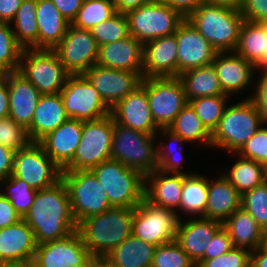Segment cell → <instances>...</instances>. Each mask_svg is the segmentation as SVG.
Segmentation results:
<instances>
[{"label":"cell","instance_id":"7c38bea8","mask_svg":"<svg viewBox=\"0 0 267 267\" xmlns=\"http://www.w3.org/2000/svg\"><path fill=\"white\" fill-rule=\"evenodd\" d=\"M180 219L173 209L162 208L145 198L134 208L132 235L154 246L175 241Z\"/></svg>","mask_w":267,"mask_h":267},{"label":"cell","instance_id":"7bdbcfd3","mask_svg":"<svg viewBox=\"0 0 267 267\" xmlns=\"http://www.w3.org/2000/svg\"><path fill=\"white\" fill-rule=\"evenodd\" d=\"M23 47L16 41L10 23L0 22V73L18 71Z\"/></svg>","mask_w":267,"mask_h":267},{"label":"cell","instance_id":"603a6c76","mask_svg":"<svg viewBox=\"0 0 267 267\" xmlns=\"http://www.w3.org/2000/svg\"><path fill=\"white\" fill-rule=\"evenodd\" d=\"M98 50L97 65L137 72L143 77L144 44L133 36L103 44Z\"/></svg>","mask_w":267,"mask_h":267},{"label":"cell","instance_id":"ab89813d","mask_svg":"<svg viewBox=\"0 0 267 267\" xmlns=\"http://www.w3.org/2000/svg\"><path fill=\"white\" fill-rule=\"evenodd\" d=\"M116 13L113 0H84L71 25L90 30Z\"/></svg>","mask_w":267,"mask_h":267},{"label":"cell","instance_id":"03108f58","mask_svg":"<svg viewBox=\"0 0 267 267\" xmlns=\"http://www.w3.org/2000/svg\"><path fill=\"white\" fill-rule=\"evenodd\" d=\"M263 250L267 251V230H264L262 236V242L260 246Z\"/></svg>","mask_w":267,"mask_h":267},{"label":"cell","instance_id":"8992f818","mask_svg":"<svg viewBox=\"0 0 267 267\" xmlns=\"http://www.w3.org/2000/svg\"><path fill=\"white\" fill-rule=\"evenodd\" d=\"M111 159L146 176L158 168L156 137L114 121Z\"/></svg>","mask_w":267,"mask_h":267},{"label":"cell","instance_id":"a7ac6f4b","mask_svg":"<svg viewBox=\"0 0 267 267\" xmlns=\"http://www.w3.org/2000/svg\"><path fill=\"white\" fill-rule=\"evenodd\" d=\"M96 267H113L111 266L107 261H105L104 259H99L97 261Z\"/></svg>","mask_w":267,"mask_h":267},{"label":"cell","instance_id":"f546056e","mask_svg":"<svg viewBox=\"0 0 267 267\" xmlns=\"http://www.w3.org/2000/svg\"><path fill=\"white\" fill-rule=\"evenodd\" d=\"M156 150H157V164L159 170L165 173L190 175L196 171L190 169L184 171L186 153H184L185 146L190 143L183 137L173 132L168 127H162L155 134ZM185 144V146H184Z\"/></svg>","mask_w":267,"mask_h":267},{"label":"cell","instance_id":"db71d44e","mask_svg":"<svg viewBox=\"0 0 267 267\" xmlns=\"http://www.w3.org/2000/svg\"><path fill=\"white\" fill-rule=\"evenodd\" d=\"M21 219L11 202L0 192V229L14 225Z\"/></svg>","mask_w":267,"mask_h":267},{"label":"cell","instance_id":"d590c367","mask_svg":"<svg viewBox=\"0 0 267 267\" xmlns=\"http://www.w3.org/2000/svg\"><path fill=\"white\" fill-rule=\"evenodd\" d=\"M234 156H233V155ZM233 157V164L222 169L223 176L234 186L237 192L242 195L244 192L263 184V170L259 162L244 158L237 153L227 154Z\"/></svg>","mask_w":267,"mask_h":267},{"label":"cell","instance_id":"ee69618b","mask_svg":"<svg viewBox=\"0 0 267 267\" xmlns=\"http://www.w3.org/2000/svg\"><path fill=\"white\" fill-rule=\"evenodd\" d=\"M90 31L98 47L122 40L129 36L126 15L116 12L111 18L92 27Z\"/></svg>","mask_w":267,"mask_h":267},{"label":"cell","instance_id":"60d3db41","mask_svg":"<svg viewBox=\"0 0 267 267\" xmlns=\"http://www.w3.org/2000/svg\"><path fill=\"white\" fill-rule=\"evenodd\" d=\"M231 97L228 95H215L200 97L189 100L188 103L195 110L204 126L212 133L218 126L225 107L229 104Z\"/></svg>","mask_w":267,"mask_h":267},{"label":"cell","instance_id":"74e56055","mask_svg":"<svg viewBox=\"0 0 267 267\" xmlns=\"http://www.w3.org/2000/svg\"><path fill=\"white\" fill-rule=\"evenodd\" d=\"M183 137L193 148L211 149V132L204 126L192 106L187 103L168 127Z\"/></svg>","mask_w":267,"mask_h":267},{"label":"cell","instance_id":"3957f363","mask_svg":"<svg viewBox=\"0 0 267 267\" xmlns=\"http://www.w3.org/2000/svg\"><path fill=\"white\" fill-rule=\"evenodd\" d=\"M239 100L230 101L225 107L218 126L211 133V150L237 153L264 124L251 98Z\"/></svg>","mask_w":267,"mask_h":267},{"label":"cell","instance_id":"8c879c8a","mask_svg":"<svg viewBox=\"0 0 267 267\" xmlns=\"http://www.w3.org/2000/svg\"><path fill=\"white\" fill-rule=\"evenodd\" d=\"M7 265V263L5 262V260L3 259V257L0 254V267H5Z\"/></svg>","mask_w":267,"mask_h":267},{"label":"cell","instance_id":"d6a6232c","mask_svg":"<svg viewBox=\"0 0 267 267\" xmlns=\"http://www.w3.org/2000/svg\"><path fill=\"white\" fill-rule=\"evenodd\" d=\"M234 247L254 251L261 246L263 229L255 219L241 207L235 210L224 222Z\"/></svg>","mask_w":267,"mask_h":267},{"label":"cell","instance_id":"83f0119b","mask_svg":"<svg viewBox=\"0 0 267 267\" xmlns=\"http://www.w3.org/2000/svg\"><path fill=\"white\" fill-rule=\"evenodd\" d=\"M68 119L60 93L41 95L27 128L31 142H39Z\"/></svg>","mask_w":267,"mask_h":267},{"label":"cell","instance_id":"ac0fdd59","mask_svg":"<svg viewBox=\"0 0 267 267\" xmlns=\"http://www.w3.org/2000/svg\"><path fill=\"white\" fill-rule=\"evenodd\" d=\"M83 75L111 109L139 87L143 80L137 72L104 68L97 64L90 67Z\"/></svg>","mask_w":267,"mask_h":267},{"label":"cell","instance_id":"52a82bcc","mask_svg":"<svg viewBox=\"0 0 267 267\" xmlns=\"http://www.w3.org/2000/svg\"><path fill=\"white\" fill-rule=\"evenodd\" d=\"M61 179L66 185L72 214L77 224L113 207L91 170H62Z\"/></svg>","mask_w":267,"mask_h":267},{"label":"cell","instance_id":"f1b7e54d","mask_svg":"<svg viewBox=\"0 0 267 267\" xmlns=\"http://www.w3.org/2000/svg\"><path fill=\"white\" fill-rule=\"evenodd\" d=\"M241 195L234 186L218 172L212 179L208 175V198L205 218L223 223L235 210L240 208Z\"/></svg>","mask_w":267,"mask_h":267},{"label":"cell","instance_id":"7dc6e473","mask_svg":"<svg viewBox=\"0 0 267 267\" xmlns=\"http://www.w3.org/2000/svg\"><path fill=\"white\" fill-rule=\"evenodd\" d=\"M31 143L27 129L11 117L0 119V144L17 151Z\"/></svg>","mask_w":267,"mask_h":267},{"label":"cell","instance_id":"f6af8a7d","mask_svg":"<svg viewBox=\"0 0 267 267\" xmlns=\"http://www.w3.org/2000/svg\"><path fill=\"white\" fill-rule=\"evenodd\" d=\"M240 199V207L255 219L263 231L267 230V186L261 184L244 192Z\"/></svg>","mask_w":267,"mask_h":267},{"label":"cell","instance_id":"003e7915","mask_svg":"<svg viewBox=\"0 0 267 267\" xmlns=\"http://www.w3.org/2000/svg\"><path fill=\"white\" fill-rule=\"evenodd\" d=\"M260 69L267 70V39H266V44H265V52L263 55V66Z\"/></svg>","mask_w":267,"mask_h":267},{"label":"cell","instance_id":"1f68e13d","mask_svg":"<svg viewBox=\"0 0 267 267\" xmlns=\"http://www.w3.org/2000/svg\"><path fill=\"white\" fill-rule=\"evenodd\" d=\"M156 246L130 235L105 257L113 267H151Z\"/></svg>","mask_w":267,"mask_h":267},{"label":"cell","instance_id":"5bb4252c","mask_svg":"<svg viewBox=\"0 0 267 267\" xmlns=\"http://www.w3.org/2000/svg\"><path fill=\"white\" fill-rule=\"evenodd\" d=\"M60 95L69 118L93 121L111 114V108L83 74L69 75Z\"/></svg>","mask_w":267,"mask_h":267},{"label":"cell","instance_id":"5b68a950","mask_svg":"<svg viewBox=\"0 0 267 267\" xmlns=\"http://www.w3.org/2000/svg\"><path fill=\"white\" fill-rule=\"evenodd\" d=\"M91 171L113 207L135 208L144 199L145 176L139 171L113 159L100 163Z\"/></svg>","mask_w":267,"mask_h":267},{"label":"cell","instance_id":"8fae6325","mask_svg":"<svg viewBox=\"0 0 267 267\" xmlns=\"http://www.w3.org/2000/svg\"><path fill=\"white\" fill-rule=\"evenodd\" d=\"M149 108L155 124L169 127L176 115L188 103L184 87L178 77L143 78Z\"/></svg>","mask_w":267,"mask_h":267},{"label":"cell","instance_id":"277c9868","mask_svg":"<svg viewBox=\"0 0 267 267\" xmlns=\"http://www.w3.org/2000/svg\"><path fill=\"white\" fill-rule=\"evenodd\" d=\"M186 20L217 52H234L244 22L240 10L207 2L202 3Z\"/></svg>","mask_w":267,"mask_h":267},{"label":"cell","instance_id":"7a4b0ae2","mask_svg":"<svg viewBox=\"0 0 267 267\" xmlns=\"http://www.w3.org/2000/svg\"><path fill=\"white\" fill-rule=\"evenodd\" d=\"M134 208L111 207L81 220L77 231L91 255L100 259L132 234Z\"/></svg>","mask_w":267,"mask_h":267},{"label":"cell","instance_id":"6da1fadb","mask_svg":"<svg viewBox=\"0 0 267 267\" xmlns=\"http://www.w3.org/2000/svg\"><path fill=\"white\" fill-rule=\"evenodd\" d=\"M23 220L30 226L37 245L63 239L77 230L65 183L37 190L30 210Z\"/></svg>","mask_w":267,"mask_h":267},{"label":"cell","instance_id":"91938a15","mask_svg":"<svg viewBox=\"0 0 267 267\" xmlns=\"http://www.w3.org/2000/svg\"><path fill=\"white\" fill-rule=\"evenodd\" d=\"M9 117L7 74L0 73V119Z\"/></svg>","mask_w":267,"mask_h":267},{"label":"cell","instance_id":"6125c7cd","mask_svg":"<svg viewBox=\"0 0 267 267\" xmlns=\"http://www.w3.org/2000/svg\"><path fill=\"white\" fill-rule=\"evenodd\" d=\"M250 267H267V251L261 247L251 251Z\"/></svg>","mask_w":267,"mask_h":267},{"label":"cell","instance_id":"89a4df30","mask_svg":"<svg viewBox=\"0 0 267 267\" xmlns=\"http://www.w3.org/2000/svg\"><path fill=\"white\" fill-rule=\"evenodd\" d=\"M263 184L267 186V165L264 166L263 170Z\"/></svg>","mask_w":267,"mask_h":267},{"label":"cell","instance_id":"b9f144b4","mask_svg":"<svg viewBox=\"0 0 267 267\" xmlns=\"http://www.w3.org/2000/svg\"><path fill=\"white\" fill-rule=\"evenodd\" d=\"M0 192L23 218L30 210L37 190L32 189L24 180L11 174L5 180L0 181Z\"/></svg>","mask_w":267,"mask_h":267},{"label":"cell","instance_id":"836d02e7","mask_svg":"<svg viewBox=\"0 0 267 267\" xmlns=\"http://www.w3.org/2000/svg\"><path fill=\"white\" fill-rule=\"evenodd\" d=\"M208 176L204 173L184 175L178 218L205 217Z\"/></svg>","mask_w":267,"mask_h":267},{"label":"cell","instance_id":"11a10c76","mask_svg":"<svg viewBox=\"0 0 267 267\" xmlns=\"http://www.w3.org/2000/svg\"><path fill=\"white\" fill-rule=\"evenodd\" d=\"M59 12L71 24L76 18L84 0H51Z\"/></svg>","mask_w":267,"mask_h":267},{"label":"cell","instance_id":"44dd1931","mask_svg":"<svg viewBox=\"0 0 267 267\" xmlns=\"http://www.w3.org/2000/svg\"><path fill=\"white\" fill-rule=\"evenodd\" d=\"M222 227L223 223L205 217L184 218L179 221L175 241L196 264Z\"/></svg>","mask_w":267,"mask_h":267},{"label":"cell","instance_id":"e7e4bbea","mask_svg":"<svg viewBox=\"0 0 267 267\" xmlns=\"http://www.w3.org/2000/svg\"><path fill=\"white\" fill-rule=\"evenodd\" d=\"M5 267H34L32 262L20 263V264H7Z\"/></svg>","mask_w":267,"mask_h":267},{"label":"cell","instance_id":"d6986e66","mask_svg":"<svg viewBox=\"0 0 267 267\" xmlns=\"http://www.w3.org/2000/svg\"><path fill=\"white\" fill-rule=\"evenodd\" d=\"M178 45V76L193 68L212 64L217 50L186 19L175 31Z\"/></svg>","mask_w":267,"mask_h":267},{"label":"cell","instance_id":"f35d334b","mask_svg":"<svg viewBox=\"0 0 267 267\" xmlns=\"http://www.w3.org/2000/svg\"><path fill=\"white\" fill-rule=\"evenodd\" d=\"M37 0H22L10 23L16 41L23 48L38 49Z\"/></svg>","mask_w":267,"mask_h":267},{"label":"cell","instance_id":"8d00e7d4","mask_svg":"<svg viewBox=\"0 0 267 267\" xmlns=\"http://www.w3.org/2000/svg\"><path fill=\"white\" fill-rule=\"evenodd\" d=\"M178 78L183 84L187 101L194 98L226 95L222 92L213 64L189 69Z\"/></svg>","mask_w":267,"mask_h":267},{"label":"cell","instance_id":"ffe728a7","mask_svg":"<svg viewBox=\"0 0 267 267\" xmlns=\"http://www.w3.org/2000/svg\"><path fill=\"white\" fill-rule=\"evenodd\" d=\"M111 115L116 123L133 130L155 135L160 129L153 120L142 85L119 101L111 109Z\"/></svg>","mask_w":267,"mask_h":267},{"label":"cell","instance_id":"94428289","mask_svg":"<svg viewBox=\"0 0 267 267\" xmlns=\"http://www.w3.org/2000/svg\"><path fill=\"white\" fill-rule=\"evenodd\" d=\"M152 0H113L117 13L126 14Z\"/></svg>","mask_w":267,"mask_h":267},{"label":"cell","instance_id":"4fadbf2b","mask_svg":"<svg viewBox=\"0 0 267 267\" xmlns=\"http://www.w3.org/2000/svg\"><path fill=\"white\" fill-rule=\"evenodd\" d=\"M62 169L45 153L38 142L15 152L12 175L24 180L32 189L41 190L61 180Z\"/></svg>","mask_w":267,"mask_h":267},{"label":"cell","instance_id":"9c48e42d","mask_svg":"<svg viewBox=\"0 0 267 267\" xmlns=\"http://www.w3.org/2000/svg\"><path fill=\"white\" fill-rule=\"evenodd\" d=\"M114 119L111 114L104 118L83 121L80 143L73 159L62 170H91L111 159Z\"/></svg>","mask_w":267,"mask_h":267},{"label":"cell","instance_id":"c3c4849f","mask_svg":"<svg viewBox=\"0 0 267 267\" xmlns=\"http://www.w3.org/2000/svg\"><path fill=\"white\" fill-rule=\"evenodd\" d=\"M240 156L267 165V123H264L257 132L237 152Z\"/></svg>","mask_w":267,"mask_h":267},{"label":"cell","instance_id":"484cf974","mask_svg":"<svg viewBox=\"0 0 267 267\" xmlns=\"http://www.w3.org/2000/svg\"><path fill=\"white\" fill-rule=\"evenodd\" d=\"M9 117L26 129L30 126L40 92L18 71L7 74Z\"/></svg>","mask_w":267,"mask_h":267},{"label":"cell","instance_id":"2e32d148","mask_svg":"<svg viewBox=\"0 0 267 267\" xmlns=\"http://www.w3.org/2000/svg\"><path fill=\"white\" fill-rule=\"evenodd\" d=\"M100 258L91 255L75 230L63 239L37 245L34 267H70L77 264H97Z\"/></svg>","mask_w":267,"mask_h":267},{"label":"cell","instance_id":"bcb514c9","mask_svg":"<svg viewBox=\"0 0 267 267\" xmlns=\"http://www.w3.org/2000/svg\"><path fill=\"white\" fill-rule=\"evenodd\" d=\"M151 267H196L176 241L156 246Z\"/></svg>","mask_w":267,"mask_h":267},{"label":"cell","instance_id":"681fc988","mask_svg":"<svg viewBox=\"0 0 267 267\" xmlns=\"http://www.w3.org/2000/svg\"><path fill=\"white\" fill-rule=\"evenodd\" d=\"M251 252L233 247L226 254L204 260L198 267H250Z\"/></svg>","mask_w":267,"mask_h":267},{"label":"cell","instance_id":"680465c9","mask_svg":"<svg viewBox=\"0 0 267 267\" xmlns=\"http://www.w3.org/2000/svg\"><path fill=\"white\" fill-rule=\"evenodd\" d=\"M22 0H0V22L11 23Z\"/></svg>","mask_w":267,"mask_h":267},{"label":"cell","instance_id":"f907efd6","mask_svg":"<svg viewBox=\"0 0 267 267\" xmlns=\"http://www.w3.org/2000/svg\"><path fill=\"white\" fill-rule=\"evenodd\" d=\"M251 99L255 103L264 123H267V70L257 69Z\"/></svg>","mask_w":267,"mask_h":267},{"label":"cell","instance_id":"2644e50d","mask_svg":"<svg viewBox=\"0 0 267 267\" xmlns=\"http://www.w3.org/2000/svg\"><path fill=\"white\" fill-rule=\"evenodd\" d=\"M70 267H96V264H77Z\"/></svg>","mask_w":267,"mask_h":267},{"label":"cell","instance_id":"e0dca14e","mask_svg":"<svg viewBox=\"0 0 267 267\" xmlns=\"http://www.w3.org/2000/svg\"><path fill=\"white\" fill-rule=\"evenodd\" d=\"M212 64L224 94L238 99L245 92L244 98L252 97L257 70L252 63L235 52H218Z\"/></svg>","mask_w":267,"mask_h":267},{"label":"cell","instance_id":"be15d7a7","mask_svg":"<svg viewBox=\"0 0 267 267\" xmlns=\"http://www.w3.org/2000/svg\"><path fill=\"white\" fill-rule=\"evenodd\" d=\"M244 0H205V2L240 9Z\"/></svg>","mask_w":267,"mask_h":267},{"label":"cell","instance_id":"816d5d0a","mask_svg":"<svg viewBox=\"0 0 267 267\" xmlns=\"http://www.w3.org/2000/svg\"><path fill=\"white\" fill-rule=\"evenodd\" d=\"M228 232L222 227L208 243L203 257L195 264L198 267L204 260L226 254L233 248Z\"/></svg>","mask_w":267,"mask_h":267},{"label":"cell","instance_id":"7402d4cb","mask_svg":"<svg viewBox=\"0 0 267 267\" xmlns=\"http://www.w3.org/2000/svg\"><path fill=\"white\" fill-rule=\"evenodd\" d=\"M178 45L175 34L144 44L143 78L178 77Z\"/></svg>","mask_w":267,"mask_h":267},{"label":"cell","instance_id":"d4e9b609","mask_svg":"<svg viewBox=\"0 0 267 267\" xmlns=\"http://www.w3.org/2000/svg\"><path fill=\"white\" fill-rule=\"evenodd\" d=\"M36 248L34 232L23 219L0 229V254L7 264L32 262Z\"/></svg>","mask_w":267,"mask_h":267},{"label":"cell","instance_id":"4316f807","mask_svg":"<svg viewBox=\"0 0 267 267\" xmlns=\"http://www.w3.org/2000/svg\"><path fill=\"white\" fill-rule=\"evenodd\" d=\"M184 174L156 169L145 176L144 198L151 204L173 209L180 207Z\"/></svg>","mask_w":267,"mask_h":267},{"label":"cell","instance_id":"ba28073f","mask_svg":"<svg viewBox=\"0 0 267 267\" xmlns=\"http://www.w3.org/2000/svg\"><path fill=\"white\" fill-rule=\"evenodd\" d=\"M129 35L143 44L172 35L185 18L160 0H152L126 13Z\"/></svg>","mask_w":267,"mask_h":267},{"label":"cell","instance_id":"4dcf8cb0","mask_svg":"<svg viewBox=\"0 0 267 267\" xmlns=\"http://www.w3.org/2000/svg\"><path fill=\"white\" fill-rule=\"evenodd\" d=\"M38 49L52 50L65 36L70 23L51 0H37Z\"/></svg>","mask_w":267,"mask_h":267},{"label":"cell","instance_id":"6f0895ef","mask_svg":"<svg viewBox=\"0 0 267 267\" xmlns=\"http://www.w3.org/2000/svg\"><path fill=\"white\" fill-rule=\"evenodd\" d=\"M178 11L185 19L196 10L205 0H160Z\"/></svg>","mask_w":267,"mask_h":267},{"label":"cell","instance_id":"9f6ffc18","mask_svg":"<svg viewBox=\"0 0 267 267\" xmlns=\"http://www.w3.org/2000/svg\"><path fill=\"white\" fill-rule=\"evenodd\" d=\"M15 152L0 144V181L5 180L12 174Z\"/></svg>","mask_w":267,"mask_h":267},{"label":"cell","instance_id":"cb8c5ba5","mask_svg":"<svg viewBox=\"0 0 267 267\" xmlns=\"http://www.w3.org/2000/svg\"><path fill=\"white\" fill-rule=\"evenodd\" d=\"M83 121L69 118L38 143L45 153L63 169L72 159L80 143Z\"/></svg>","mask_w":267,"mask_h":267},{"label":"cell","instance_id":"9a60e30c","mask_svg":"<svg viewBox=\"0 0 267 267\" xmlns=\"http://www.w3.org/2000/svg\"><path fill=\"white\" fill-rule=\"evenodd\" d=\"M98 49L90 30L70 24L65 36L52 50L70 75H79L97 63Z\"/></svg>","mask_w":267,"mask_h":267},{"label":"cell","instance_id":"30bf717a","mask_svg":"<svg viewBox=\"0 0 267 267\" xmlns=\"http://www.w3.org/2000/svg\"><path fill=\"white\" fill-rule=\"evenodd\" d=\"M18 72L41 95L60 93L70 75L53 50L32 48H23Z\"/></svg>","mask_w":267,"mask_h":267},{"label":"cell","instance_id":"f5cc1de1","mask_svg":"<svg viewBox=\"0 0 267 267\" xmlns=\"http://www.w3.org/2000/svg\"><path fill=\"white\" fill-rule=\"evenodd\" d=\"M239 10L246 21L267 23V0H244Z\"/></svg>","mask_w":267,"mask_h":267},{"label":"cell","instance_id":"e575fe53","mask_svg":"<svg viewBox=\"0 0 267 267\" xmlns=\"http://www.w3.org/2000/svg\"><path fill=\"white\" fill-rule=\"evenodd\" d=\"M266 39L267 23L244 20L234 52L252 63L257 69H260L263 66Z\"/></svg>","mask_w":267,"mask_h":267}]
</instances>
